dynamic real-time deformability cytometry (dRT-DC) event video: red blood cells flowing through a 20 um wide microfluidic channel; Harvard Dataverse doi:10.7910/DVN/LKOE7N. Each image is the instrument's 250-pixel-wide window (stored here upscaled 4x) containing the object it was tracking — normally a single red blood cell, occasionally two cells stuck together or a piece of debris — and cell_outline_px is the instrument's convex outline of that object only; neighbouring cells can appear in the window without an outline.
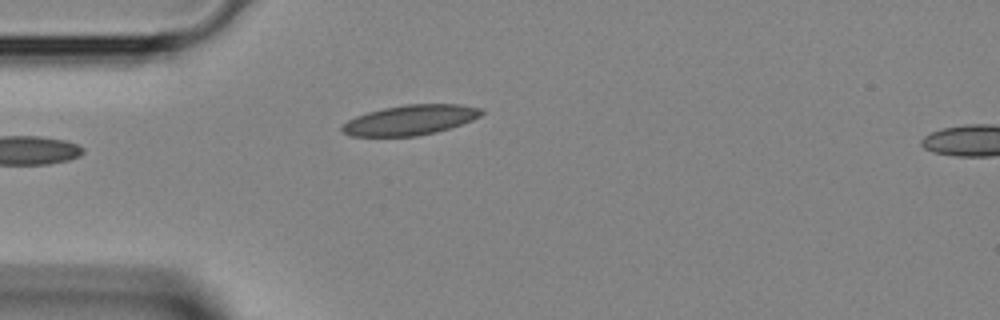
{"species": "Egyptian fruit bat (a non-hibernating species)", "species_latin": "Rousettus aegyptiacus", "temperature_condition": "room temperature", "stored_images_in_passage": 4, "segment_of_instrument_passage": [1, 2], "camera_frame_rate_fps": 3000, "um_per_image_px": 0.085, "animal": {"sex": "female"}, "frame": {"image": 1, "passage_image": 3, "time_ms": 0.667, "image_size_px": [1000, 320], "cell_outline_px": [[484, 112], [480, 116], [472, 120], [436, 132], [416, 136], [352, 136], [344, 132], [340, 128], [348, 120], [356, 116], [368, 112], [384, 108], [404, 104], [460, 104], [484, 108]], "centroid_in_image_um": [34.9, 10.19], "position_along_channel_um": 50.1, "area_um2": 24.28}}